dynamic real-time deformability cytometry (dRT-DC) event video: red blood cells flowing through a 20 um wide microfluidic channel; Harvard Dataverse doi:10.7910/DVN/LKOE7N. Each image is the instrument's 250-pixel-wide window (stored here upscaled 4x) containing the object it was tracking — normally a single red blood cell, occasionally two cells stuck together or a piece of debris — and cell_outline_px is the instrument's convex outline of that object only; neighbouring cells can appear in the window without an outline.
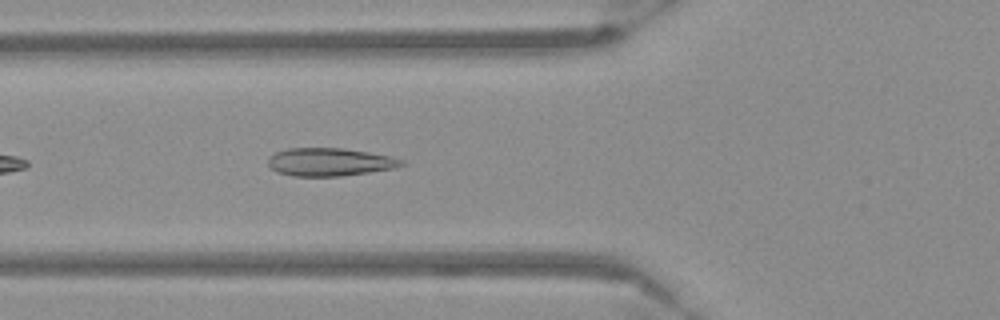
{"species": "Egyptian fruit bat (a non-hibernating species)", "species_latin": "Rousettus aegyptiacus", "temperature_condition": "warm", "stored_images_in_passage": 17, "camera_frame_rate_fps": 3000, "um_per_image_px": 0.085, "frame": {"image": 1, "passage_image": 6, "time_ms": 1.667, "image_size_px": [1000, 320], "cell_outline_px": [[408, 164], [392, 168], [368, 172], [340, 176], [292, 176], [276, 172], [268, 164], [268, 160], [276, 152], [288, 148], [344, 148], [392, 156], [404, 160]], "centroid_in_image_um": [28.05, 13.77], "position_along_channel_um": 97.7, "area_um2": 21.73}}
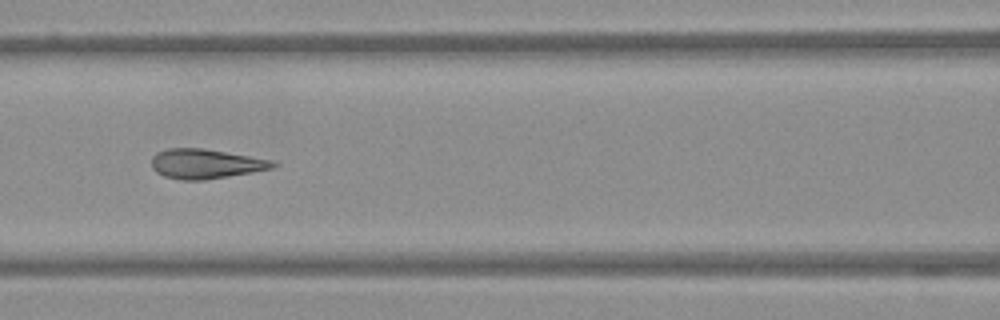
{"frame": {"image": 2, "passage_image": 10, "time_ms": 3.0, "image_size_px": [1000, 320], "cell_outline_px": [[280, 164], [272, 168], [228, 176], [204, 180], [180, 180], [164, 176], [156, 172], [152, 168], [152, 156], [156, 152], [168, 148], [200, 148], [272, 160]], "centroid_in_image_um": [17.44, 13.93], "position_along_channel_um": 149.2, "area_um2": 20.75}}